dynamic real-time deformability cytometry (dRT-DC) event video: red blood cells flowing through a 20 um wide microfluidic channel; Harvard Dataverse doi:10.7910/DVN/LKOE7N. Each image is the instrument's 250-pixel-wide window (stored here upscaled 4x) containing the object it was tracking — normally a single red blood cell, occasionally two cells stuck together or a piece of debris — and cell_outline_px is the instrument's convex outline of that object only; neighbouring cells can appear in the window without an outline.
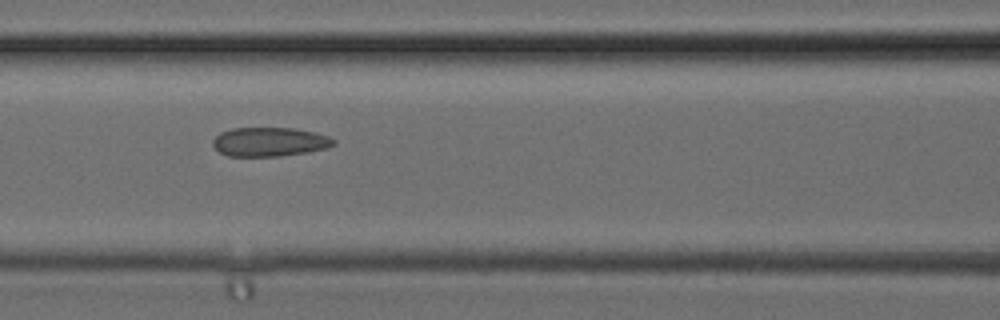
{"species": "common noctule bat (a hibernating species)", "species_latin": "Nyctalus noctula", "temperature_condition": "cold", "stored_images_in_passage": 4, "camera_frame_rate_fps": 3000, "um_per_image_px": 0.085, "animal": {"sex": "female", "body_mass_g": 24.6, "forearm_length_mm": 56.2}, "frame": {"image": 1, "passage_image": 4, "time_ms": 1.0, "image_size_px": [1000, 320], "cell_outline_px": [[336, 144], [328, 148], [308, 152], [280, 156], [228, 156], [220, 152], [212, 144], [212, 140], [220, 132], [232, 128], [296, 128], [328, 136], [336, 140]], "centroid_in_image_um": [22.93, 12.06], "position_along_channel_um": 143.7, "area_um2": 20.52}}